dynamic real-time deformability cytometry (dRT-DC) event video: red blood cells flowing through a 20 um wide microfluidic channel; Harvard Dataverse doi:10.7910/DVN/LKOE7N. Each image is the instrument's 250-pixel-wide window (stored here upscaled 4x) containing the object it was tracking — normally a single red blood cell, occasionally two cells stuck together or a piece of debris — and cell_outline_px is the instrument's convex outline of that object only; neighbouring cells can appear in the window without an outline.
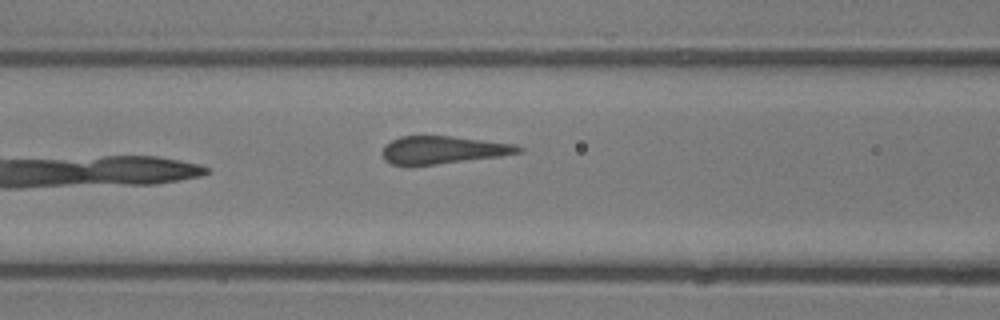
{"species": "common noctule bat (a hibernating species)", "species_latin": "Nyctalus noctula", "temperature_condition": "room temperature", "stored_images_in_passage": 3, "camera_frame_rate_fps": 3000, "um_per_image_px": 0.085, "animal": {"sex": "male", "body_mass_g": 13.3}, "frame": {"image": 1, "passage_image": 3, "time_ms": 2.333, "image_size_px": [1000, 320], "cell_outline_px": [[524, 152], [500, 156], [436, 164], [392, 164], [384, 160], [380, 152], [384, 144], [400, 136], [452, 136], [516, 144], [524, 148]], "centroid_in_image_um": [37.66, 12.73], "position_along_channel_um": 128.9, "area_um2": 21.96}}